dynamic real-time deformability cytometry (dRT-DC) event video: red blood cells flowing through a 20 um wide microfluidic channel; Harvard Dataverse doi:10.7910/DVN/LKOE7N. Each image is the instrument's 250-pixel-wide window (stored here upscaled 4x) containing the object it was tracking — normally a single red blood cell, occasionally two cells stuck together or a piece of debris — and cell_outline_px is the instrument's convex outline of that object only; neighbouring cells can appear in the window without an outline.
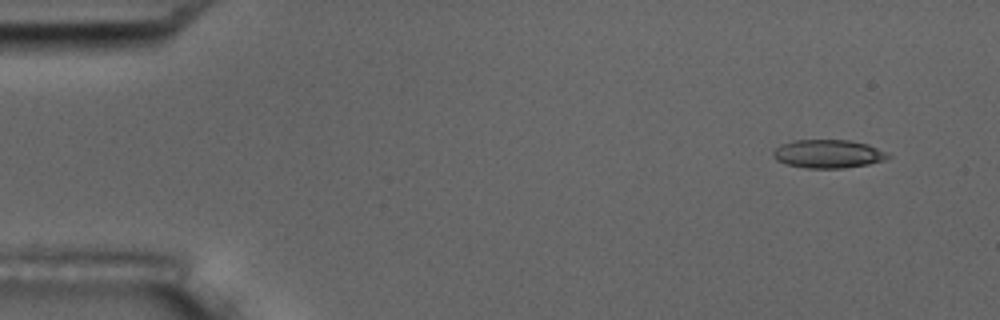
{"species": "common noctule bat (a hibernating species)", "species_latin": "Nyctalus noctula", "temperature_condition": "room temperature", "stored_images_in_passage": 3, "camera_frame_rate_fps": 3000, "um_per_image_px": 0.085, "animal": {"sex": "male", "body_mass_g": 17.5, "forearm_length_mm": 52.3}, "frame": {"image": 1, "passage_image": 1, "time_ms": 0.0, "image_size_px": [1000, 320], "cell_outline_px": [[892, 156], [884, 160], [868, 164], [844, 168], [808, 168], [788, 164], [776, 160], [772, 156], [772, 152], [780, 144], [792, 140], [848, 140], [868, 144], [888, 152]], "centroid_in_image_um": [70.4, 13.07], "position_along_channel_um": 14.6, "area_um2": 19.07}}